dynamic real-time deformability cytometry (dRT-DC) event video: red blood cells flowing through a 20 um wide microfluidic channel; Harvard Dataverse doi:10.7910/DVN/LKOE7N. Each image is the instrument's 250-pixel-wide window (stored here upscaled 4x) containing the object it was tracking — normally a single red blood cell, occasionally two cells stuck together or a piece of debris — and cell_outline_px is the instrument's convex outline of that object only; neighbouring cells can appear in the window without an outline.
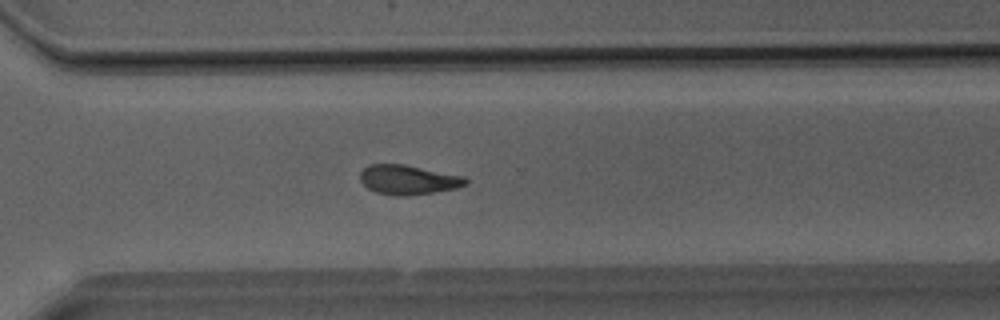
{"species": "Egyptian fruit bat (a non-hibernating species)", "species_latin": "Rousettus aegyptiacus", "temperature_condition": "room temperature", "stored_images_in_passage": 41, "segment_of_instrument_passage": [1, 2], "camera_frame_rate_fps": 3000, "um_per_image_px": 0.085, "animal": {"sex": "male"}, "frame": {"image": 1, "passage_image": 29, "time_ms": 9.333, "image_size_px": [1000, 320], "cell_outline_px": [[468, 184], [456, 188], [408, 196], [396, 196], [376, 192], [368, 188], [360, 180], [360, 172], [368, 164], [404, 164], [464, 176], [468, 180]], "centroid_in_image_um": [34.69, 15.27], "position_along_channel_um": 335.9, "area_um2": 18.15}}
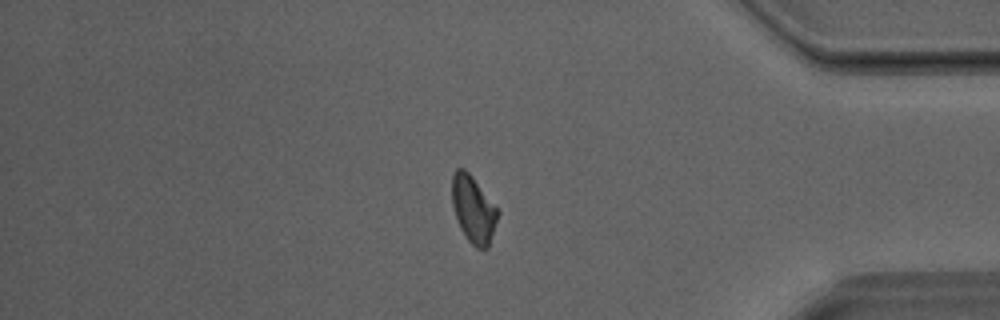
{"frame": {"image": 2, "passage_image": 34, "time_ms": 11.0, "image_size_px": [1000, 320], "cell_outline_px": [[500, 212], [488, 248], [476, 248], [468, 240], [460, 228], [452, 204], [452, 176], [456, 168], [464, 168], [472, 176]], "centroid_in_image_um": [40.23, 17.79], "position_along_channel_um": 395.0, "area_um2": 17.69}}
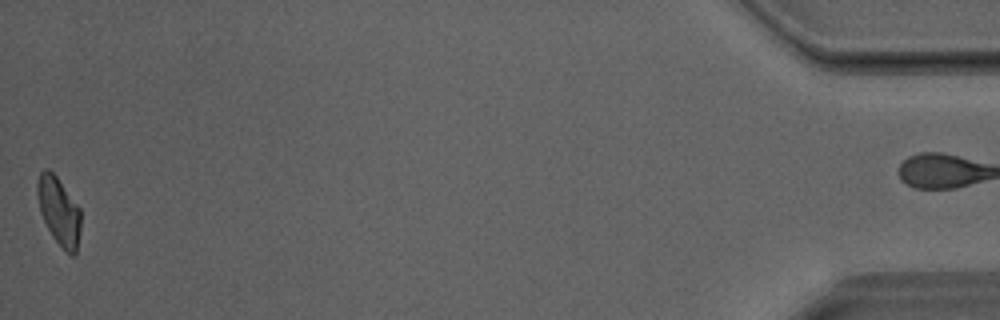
{"frame": {"image": 3, "passage_image": 40, "time_ms": 13.0, "image_size_px": [1000, 320], "cell_outline_px": [[80, 228], [76, 256], [72, 256], [64, 252], [52, 236], [40, 212], [36, 192], [36, 184], [40, 172], [44, 168], [48, 168], [56, 176], [80, 208]], "centroid_in_image_um": [5.0, 17.97], "position_along_channel_um": 430.2, "area_um2": 17.34}}